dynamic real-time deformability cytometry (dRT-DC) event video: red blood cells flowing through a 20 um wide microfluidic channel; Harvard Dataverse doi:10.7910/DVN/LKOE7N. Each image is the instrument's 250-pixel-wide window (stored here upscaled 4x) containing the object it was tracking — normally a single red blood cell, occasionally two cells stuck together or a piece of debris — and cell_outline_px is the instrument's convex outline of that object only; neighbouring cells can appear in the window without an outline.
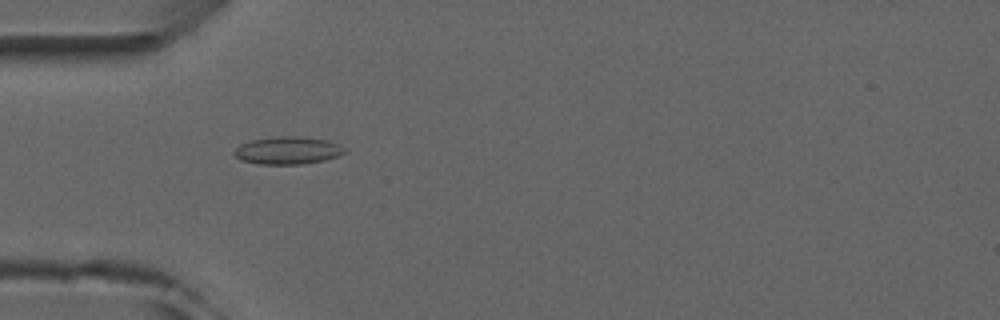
{"species": "common noctule bat (a hibernating species)", "species_latin": "Nyctalus noctula", "temperature_condition": "room temperature", "stored_images_in_passage": 3, "camera_frame_rate_fps": 3000, "um_per_image_px": 0.085, "animal": {"sex": "male", "forearm_length_mm": 52.5}, "frame": {"image": 1, "passage_image": 2, "time_ms": 1.0, "image_size_px": [1000, 320], "cell_outline_px": [[348, 152], [340, 156], [324, 160], [300, 164], [260, 164], [240, 160], [232, 152], [240, 144], [252, 140], [276, 136], [296, 136], [328, 140], [344, 148]], "centroid_in_image_um": [24.46, 12.79], "position_along_channel_um": 60.5, "area_um2": 17.74}}
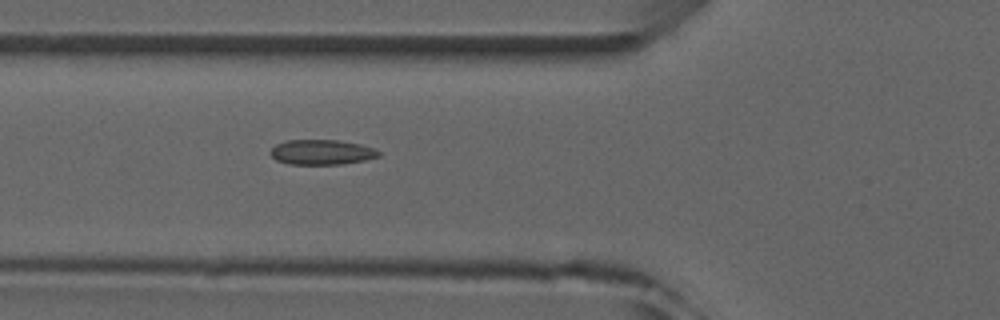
{"frame": {"image": 2, "passage_image": 3, "time_ms": 2.0, "image_size_px": [1000, 320], "cell_outline_px": [[380, 156], [364, 160], [340, 164], [288, 164], [276, 160], [268, 152], [276, 144], [284, 140], [336, 140], [360, 144], [376, 148], [380, 152]], "centroid_in_image_um": [27.33, 12.93], "position_along_channel_um": 98.5, "area_um2": 15.84}}